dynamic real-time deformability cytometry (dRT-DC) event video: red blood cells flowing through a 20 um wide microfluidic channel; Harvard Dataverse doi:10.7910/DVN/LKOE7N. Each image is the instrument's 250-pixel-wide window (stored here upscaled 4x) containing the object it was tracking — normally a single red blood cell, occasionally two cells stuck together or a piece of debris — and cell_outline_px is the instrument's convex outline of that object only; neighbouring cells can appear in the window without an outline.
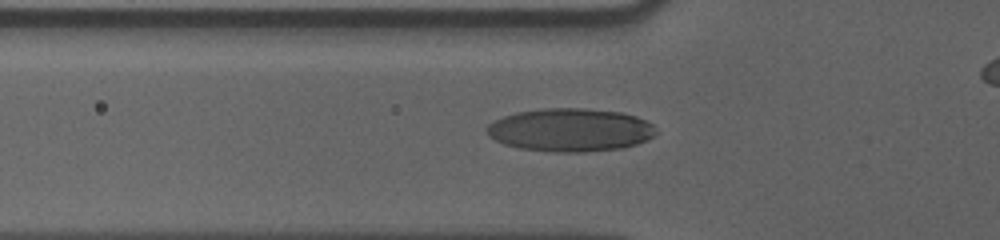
{"species": "human", "species_latin": "Homo sapiens", "temperature_condition": "cold", "stored_images_in_passage": 52, "camera_frame_rate_fps": 3000, "um_per_image_px": 0.085, "donor": {"sex": "male"}, "frame": {"image": 1, "passage_image": 20, "time_ms": 6.333, "image_size_px": [1000, 240], "cell_outline_px": [[656, 136], [648, 140], [636, 144], [620, 148], [584, 152], [552, 152], [520, 148], [504, 144], [488, 136], [484, 128], [488, 124], [504, 116], [516, 112], [544, 108], [584, 108], [620, 112], [636, 116], [652, 124], [656, 132]], "centroid_in_image_um": [48.46, 11.04], "position_along_channel_um": 77.3, "area_um2": 42.66}}
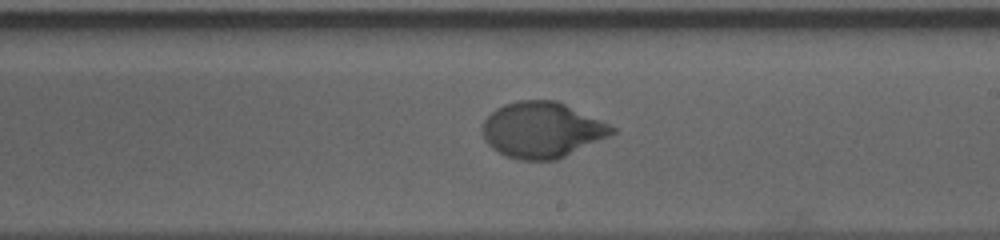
{"frame": {"image": 2, "passage_image": 34, "time_ms": 11.0, "image_size_px": [1000, 240], "cell_outline_px": [[616, 132], [608, 136], [556, 160], [520, 160], [508, 156], [492, 148], [484, 140], [480, 128], [484, 120], [496, 108], [504, 104], [520, 100], [556, 100], [600, 120], [616, 128]], "centroid_in_image_um": [46.02, 11.04], "position_along_channel_um": 243.0, "area_um2": 41.73}}
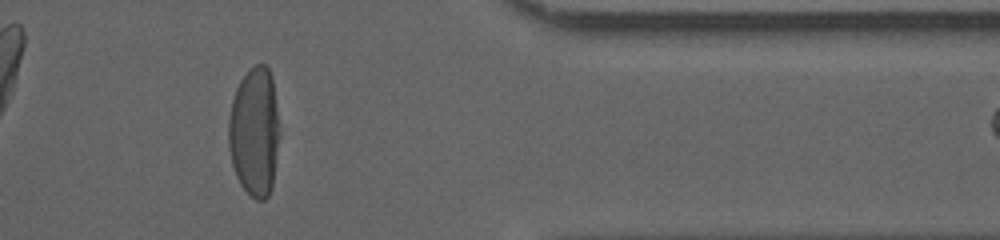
{"frame": {"image": 3, "passage_image": 48, "time_ms": 15.667, "image_size_px": [1000, 240], "cell_outline_px": [[280, 136], [272, 188], [268, 196], [264, 200], [256, 200], [240, 184], [236, 176], [232, 164], [228, 148], [228, 120], [232, 100], [236, 88], [240, 80], [256, 64], [264, 64], [268, 68], [272, 76], [280, 124]], "centroid_in_image_um": [21.65, 11.22], "position_along_channel_um": 389.8, "area_um2": 38.9}, "authors_computed_cell_mechanics": {"area_um2": 40.9224, "velocity_mm_per_s": 3.5362, "shape_relaxation_time_tau1_ms": 3.7544, "shape_relaxation_time_tau2_ms": null, "deformation_change_tau1": 0.1957, "deformation_change_tau2": null}}